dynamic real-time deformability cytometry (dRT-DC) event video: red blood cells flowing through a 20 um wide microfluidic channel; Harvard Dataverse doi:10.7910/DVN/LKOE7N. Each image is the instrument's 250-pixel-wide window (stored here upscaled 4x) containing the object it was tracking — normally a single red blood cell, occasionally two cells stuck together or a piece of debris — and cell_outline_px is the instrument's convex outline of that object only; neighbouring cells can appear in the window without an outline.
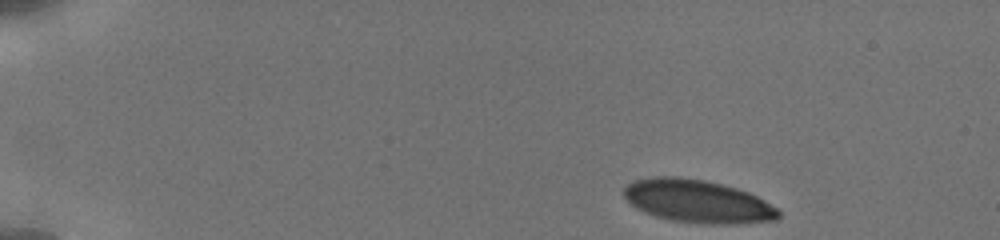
{"species": "human", "species_latin": "Homo sapiens", "temperature_condition": "cold", "stored_images_in_passage": 26, "camera_frame_rate_fps": 3000, "um_per_image_px": 0.085, "donor": {"sex": "male"}, "frame": {"image": 1, "passage_image": 1, "time_ms": 0.0, "image_size_px": [1000, 240], "cell_outline_px": [[780, 216], [776, 220], [732, 224], [708, 224], [672, 220], [656, 216], [644, 212], [636, 208], [624, 196], [624, 188], [628, 184], [636, 180], [652, 176], [680, 176], [704, 180], [736, 188], [748, 192], [764, 200], [776, 208], [780, 212]], "centroid_in_image_um": [59.29, 17.1], "position_along_channel_um": 25.7, "area_um2": 38.49}}